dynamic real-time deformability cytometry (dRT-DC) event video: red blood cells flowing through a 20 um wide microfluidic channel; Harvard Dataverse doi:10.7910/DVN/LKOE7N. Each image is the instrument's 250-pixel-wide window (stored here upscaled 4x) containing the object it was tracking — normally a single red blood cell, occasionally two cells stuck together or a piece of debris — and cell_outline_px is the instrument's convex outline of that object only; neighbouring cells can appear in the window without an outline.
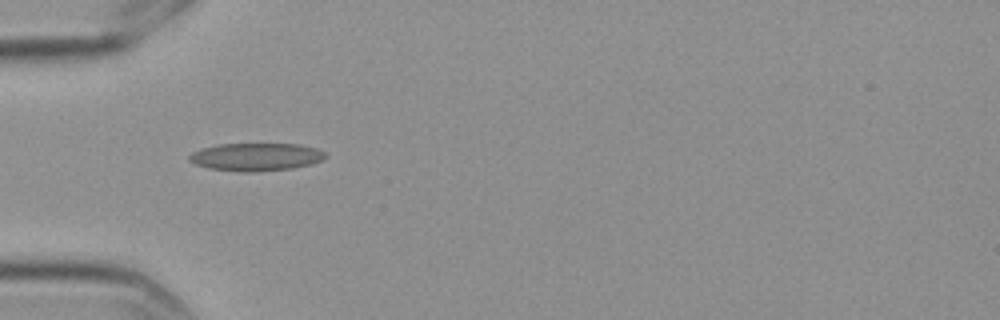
{"species": "Egyptian fruit bat (a non-hibernating species)", "species_latin": "Rousettus aegyptiacus", "temperature_condition": "cold", "stored_images_in_passage": 6, "camera_frame_rate_fps": 3000, "um_per_image_px": 0.085, "frame": {"image": 1, "passage_image": 6, "time_ms": 1.667, "image_size_px": [1000, 320], "cell_outline_px": [[328, 156], [320, 160], [308, 164], [292, 168], [252, 172], [244, 172], [208, 168], [196, 164], [188, 160], [188, 156], [192, 152], [200, 148], [216, 144], [300, 144], [316, 148], [324, 152]], "centroid_in_image_um": [21.71, 13.33], "position_along_channel_um": 63.3, "area_um2": 22.02}}